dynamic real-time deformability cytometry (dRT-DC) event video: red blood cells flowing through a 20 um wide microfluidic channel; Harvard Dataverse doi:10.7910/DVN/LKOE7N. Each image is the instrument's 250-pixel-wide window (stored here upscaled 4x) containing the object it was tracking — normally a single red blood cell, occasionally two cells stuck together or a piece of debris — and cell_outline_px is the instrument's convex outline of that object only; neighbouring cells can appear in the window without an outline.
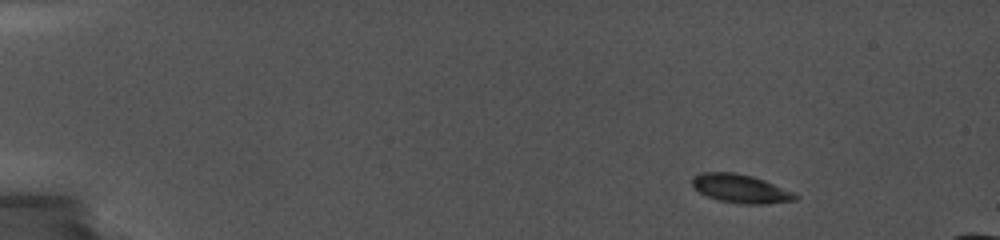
{"species": "common noctule bat (a hibernating species)", "species_latin": "Nyctalus noctula", "temperature_condition": "cold", "stored_images_in_passage": 5, "camera_frame_rate_fps": 5000, "um_per_image_px": 0.085, "animal": {"sex": "female", "body_mass_g": 19.0, "forearm_length_mm": 56.7}, "frame": {"image": 1, "passage_image": 1, "time_ms": 0.0, "image_size_px": [1000, 240], "cell_outline_px": [[796, 200], [760, 204], [748, 204], [720, 200], [708, 196], [700, 192], [692, 184], [692, 180], [696, 176], [704, 172], [736, 172], [752, 176], [764, 180], [792, 192], [796, 196]], "centroid_in_image_um": [62.94, 16.02], "position_along_channel_um": 22.1, "area_um2": 16.59}}